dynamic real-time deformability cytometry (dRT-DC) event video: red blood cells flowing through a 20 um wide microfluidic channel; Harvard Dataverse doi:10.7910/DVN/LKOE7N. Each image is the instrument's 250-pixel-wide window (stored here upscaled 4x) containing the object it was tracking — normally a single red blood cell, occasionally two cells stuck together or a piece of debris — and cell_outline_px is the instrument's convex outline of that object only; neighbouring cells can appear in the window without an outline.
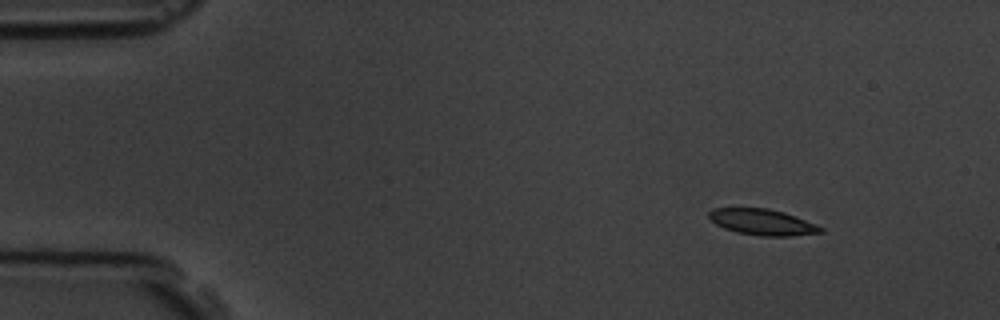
{"species": "common noctule bat (a hibernating species)", "species_latin": "Nyctalus noctula", "temperature_condition": "room temperature", "stored_images_in_passage": 4, "camera_frame_rate_fps": 3000, "um_per_image_px": 0.085, "animal": {"sex": "male", "body_mass_g": 19.5, "forearm_length_mm": 54.6}, "frame": {"image": 1, "passage_image": 1, "time_ms": 0.0, "image_size_px": [1000, 320], "cell_outline_px": [[824, 232], [792, 236], [760, 236], [736, 232], [724, 228], [716, 224], [708, 216], [708, 212], [712, 208], [768, 208], [784, 212], [796, 216], [816, 224], [824, 228]], "centroid_in_image_um": [64.82, 18.88], "position_along_channel_um": 20.2, "area_um2": 17.05}}
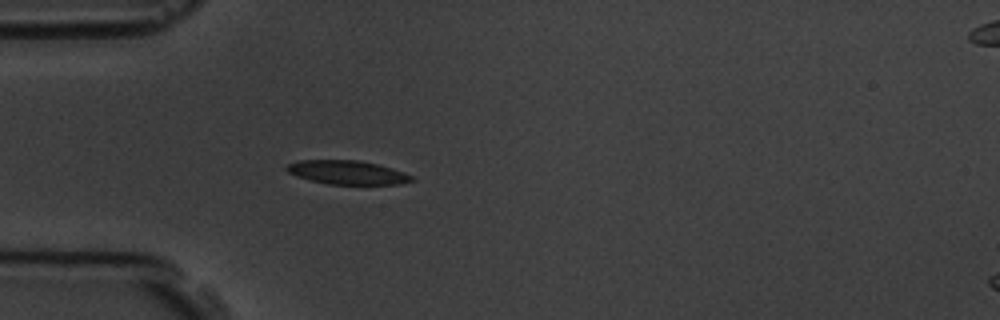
{"frame": {"image": 2, "passage_image": 4, "time_ms": 3.333, "image_size_px": [1000, 320], "cell_outline_px": [[416, 180], [400, 184], [328, 184], [296, 176], [288, 172], [284, 168], [288, 164], [300, 160], [360, 160], [392, 168], [404, 172], [412, 176]], "centroid_in_image_um": [29.53, 14.65], "position_along_channel_um": 55.5, "area_um2": 17.28}}